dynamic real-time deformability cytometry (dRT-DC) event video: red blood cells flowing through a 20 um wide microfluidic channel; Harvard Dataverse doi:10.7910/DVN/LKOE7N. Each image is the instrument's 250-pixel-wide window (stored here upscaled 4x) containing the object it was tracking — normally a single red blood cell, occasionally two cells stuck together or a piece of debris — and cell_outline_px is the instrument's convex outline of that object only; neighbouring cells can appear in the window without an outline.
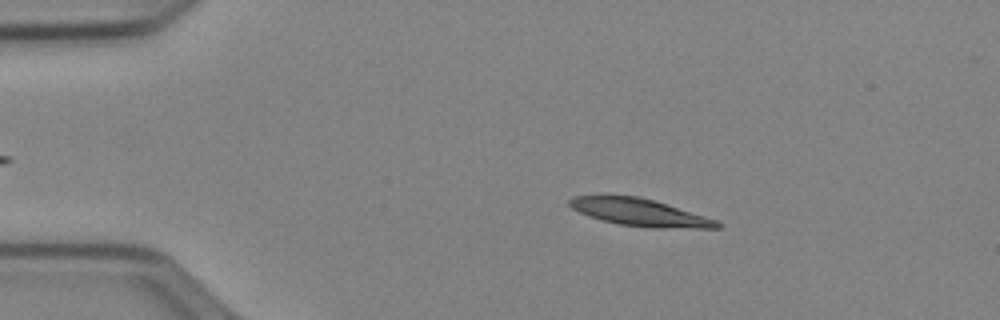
{"species": "Egyptian fruit bat (a non-hibernating species)", "species_latin": "Rousettus aegyptiacus", "temperature_condition": "cold", "stored_images_in_passage": 51, "camera_frame_rate_fps": 3000, "um_per_image_px": 0.085, "animal": {"sex": "female"}, "frame": {"image": 1, "passage_image": 9, "time_ms": 2.667, "image_size_px": [1000, 320], "cell_outline_px": [[724, 224], [720, 228], [648, 228], [620, 224], [600, 220], [588, 216], [572, 208], [568, 204], [568, 200], [576, 196], [640, 196], [704, 216], [716, 220]], "centroid_in_image_um": [54.39, 18.07], "position_along_channel_um": 30.6, "area_um2": 23.24}}
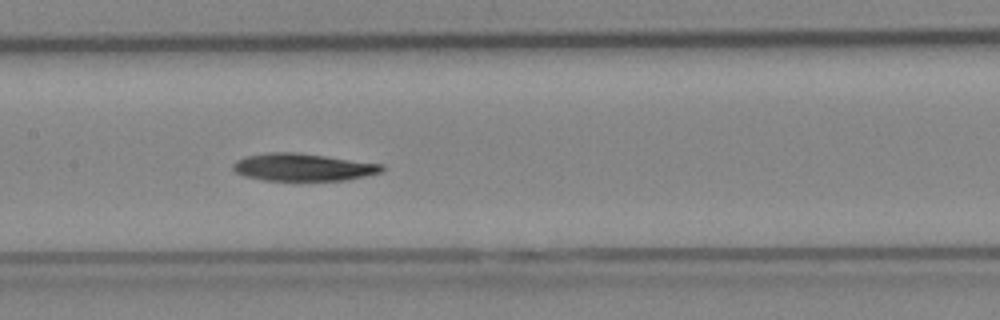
{"frame": {"image": 2, "passage_image": 25, "time_ms": 8.0, "image_size_px": [1000, 320], "cell_outline_px": [[384, 168], [380, 172], [348, 180], [264, 180], [244, 176], [236, 172], [232, 168], [232, 164], [236, 160], [244, 156], [268, 152], [296, 152], [384, 164]], "centroid_in_image_um": [25.72, 14.2], "position_along_channel_um": 181.7, "area_um2": 23.81}}
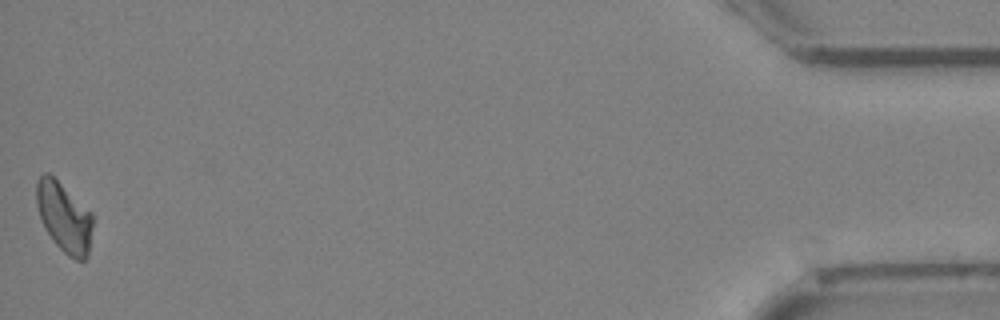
{"frame": {"image": 3, "passage_image": 51, "time_ms": 16.667, "image_size_px": [1000, 320], "cell_outline_px": [[92, 228], [88, 252], [84, 260], [76, 260], [68, 256], [56, 244], [44, 228], [36, 204], [36, 180], [44, 172], [48, 172], [92, 212]], "centroid_in_image_um": [5.43, 18.44], "position_along_channel_um": 429.8, "area_um2": 22.72}, "authors_computed_cell_mechanics": {"area_um2": 23.5824, "velocity_mm_per_s": 3.9204, "shape_relaxation_time_tau1_ms": 4.2385, "shape_relaxation_time_tau2_ms": null, "deformation_change_tau1": 0.1269, "deformation_change_tau2": null}}